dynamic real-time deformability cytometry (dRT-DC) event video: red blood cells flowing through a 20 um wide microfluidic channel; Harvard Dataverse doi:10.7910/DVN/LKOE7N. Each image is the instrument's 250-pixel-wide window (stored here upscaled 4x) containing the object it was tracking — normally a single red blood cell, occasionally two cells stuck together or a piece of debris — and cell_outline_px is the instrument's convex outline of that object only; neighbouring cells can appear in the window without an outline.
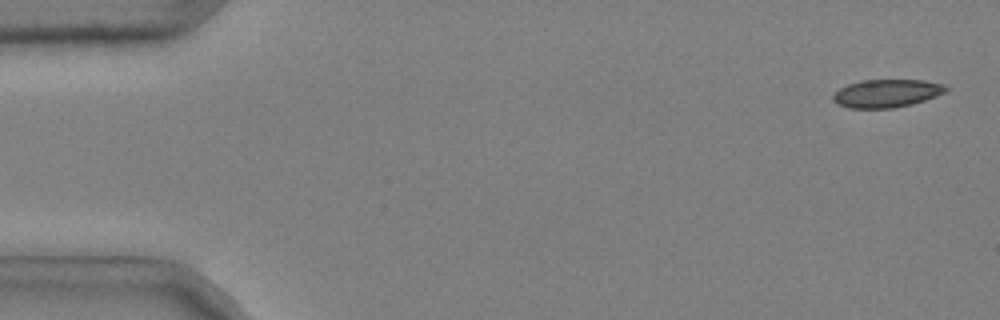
{"species": "common noctule bat (a hibernating species)", "species_latin": "Nyctalus noctula", "temperature_condition": "cold", "stored_images_in_passage": 48, "camera_frame_rate_fps": 3000, "um_per_image_px": 0.085, "animal": {"sex": "male", "body_mass_g": 20.4}, "frame": {"image": 1, "passage_image": 2, "time_ms": 0.333, "image_size_px": [1000, 320], "cell_outline_px": [[948, 88], [944, 92], [936, 96], [912, 104], [892, 108], [848, 108], [836, 104], [832, 100], [832, 96], [840, 88], [848, 84], [860, 80], [924, 80], [944, 84]], "centroid_in_image_um": [75.33, 7.93], "position_along_channel_um": 9.7, "area_um2": 18.44}}
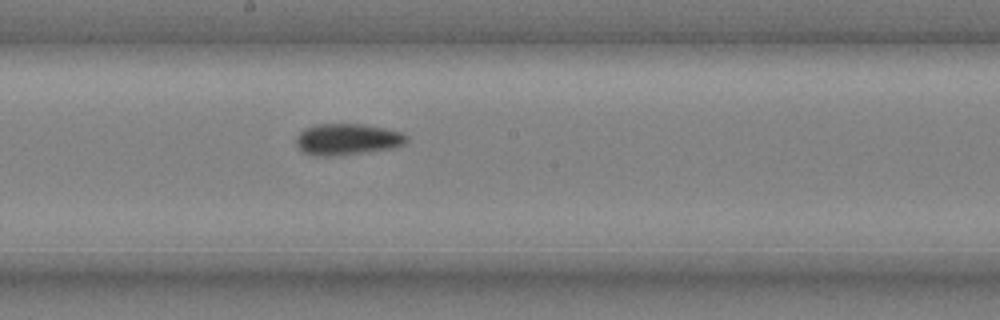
{"frame": {"image": 2, "passage_image": 29, "time_ms": 9.333, "image_size_px": [1000, 320], "cell_outline_px": [[408, 140], [404, 144], [396, 148], [340, 156], [312, 156], [304, 152], [296, 144], [296, 136], [304, 128], [316, 124], [360, 124], [384, 128], [400, 132], [408, 136]], "centroid_in_image_um": [29.52, 11.86], "position_along_channel_um": 218.7, "area_um2": 20.46}}
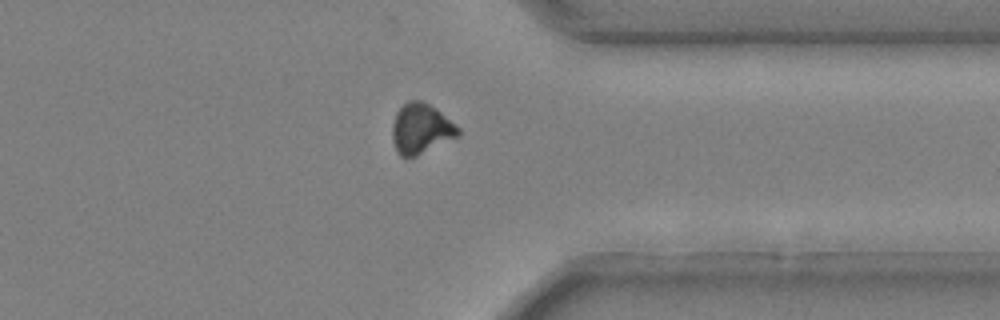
{"frame": {"image": 3, "passage_image": 42, "time_ms": 13.667, "image_size_px": [1000, 320], "cell_outline_px": [[460, 136], [416, 156], [400, 156], [396, 152], [392, 140], [392, 124], [396, 112], [408, 100], [420, 100], [436, 108], [456, 124], [460, 128]], "centroid_in_image_um": [35.79, 10.94], "position_along_channel_um": 375.6, "area_um2": 19.42}, "authors_computed_cell_mechanics": {"area_um2": 19.652, "velocity_mm_per_s": 3.7167, "shape_relaxation_time_tau1_ms": 4.3414, "shape_relaxation_time_tau2_ms": 3.2359, "deformation_change_tau1": 0.1005, "deformation_change_tau2": 0.0697}}